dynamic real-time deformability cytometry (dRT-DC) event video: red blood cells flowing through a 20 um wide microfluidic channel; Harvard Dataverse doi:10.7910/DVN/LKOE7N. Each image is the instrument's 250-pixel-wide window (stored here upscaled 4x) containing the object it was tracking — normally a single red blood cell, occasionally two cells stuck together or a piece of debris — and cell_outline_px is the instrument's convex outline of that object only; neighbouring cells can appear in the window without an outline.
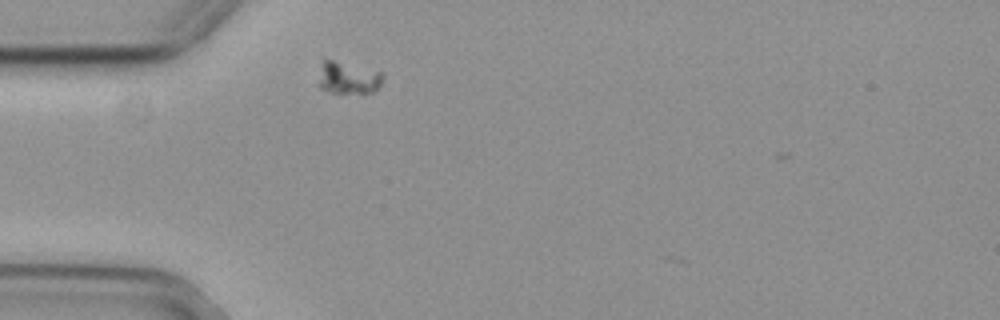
{"species": "common noctule bat (a hibernating species)", "species_latin": "Nyctalus noctula", "temperature_condition": "cold", "stored_images_in_passage": 6, "camera_frame_rate_fps": 3000, "um_per_image_px": 0.085, "animal": {"sex": "female", "body_mass_g": 29.2, "forearm_length_mm": 56.3}, "frame": {"image": 1, "passage_image": 1, "time_ms": 0.0, "image_size_px": [1000, 320], "cell_outline_px": [[384, 76], [380, 84], [372, 92], [328, 92], [320, 88], [316, 84], [320, 56], [324, 56], [384, 72]], "centroid_in_image_um": [29.46, 6.52], "position_along_channel_um": 55.5, "area_um2": 12.95}}
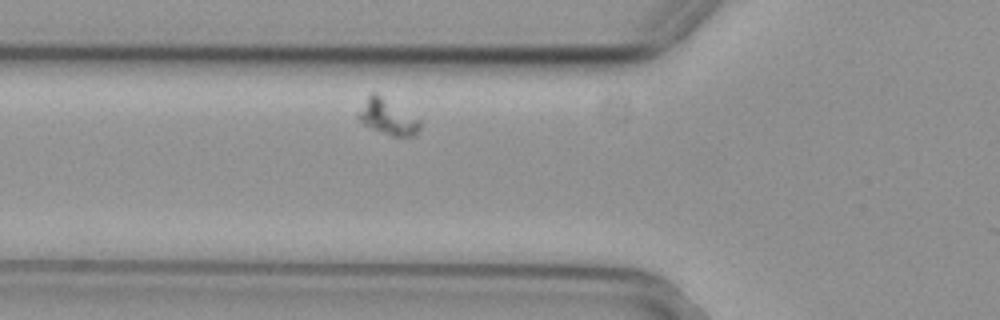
{"frame": {"image": 2, "passage_image": 5, "time_ms": 1.333, "image_size_px": [1000, 320], "cell_outline_px": [[420, 128], [412, 136], [392, 136], [372, 128], [364, 124], [356, 116], [356, 112], [368, 96], [372, 92], [376, 92], [420, 120]], "centroid_in_image_um": [32.9, 9.93], "position_along_channel_um": 92.9, "area_um2": 12.48}}